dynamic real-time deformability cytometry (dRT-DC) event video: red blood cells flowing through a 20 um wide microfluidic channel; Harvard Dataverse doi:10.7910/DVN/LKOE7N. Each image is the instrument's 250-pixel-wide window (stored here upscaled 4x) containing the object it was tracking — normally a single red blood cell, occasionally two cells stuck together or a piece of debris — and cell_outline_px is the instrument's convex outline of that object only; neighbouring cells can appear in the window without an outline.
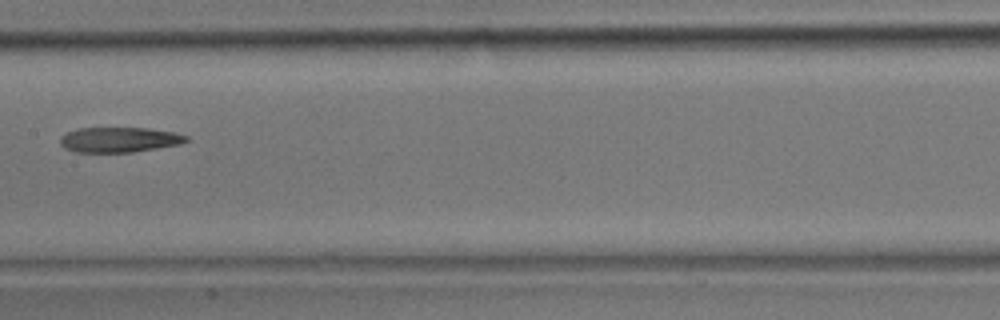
{"species": "common noctule bat (a hibernating species)", "species_latin": "Nyctalus noctula", "temperature_condition": "room temperature", "stored_images_in_passage": 30, "camera_frame_rate_fps": 3000, "um_per_image_px": 0.085, "animal": {"sex": "male", "body_mass_g": 17.9}, "frame": {"image": 1, "passage_image": 13, "time_ms": 4.0, "image_size_px": [1000, 320], "cell_outline_px": [[188, 140], [180, 144], [132, 152], [72, 152], [64, 148], [60, 144], [60, 136], [68, 132], [80, 128], [144, 128], [172, 132], [188, 136]], "centroid_in_image_um": [10.09, 11.88], "position_along_channel_um": 197.3, "area_um2": 18.32}}